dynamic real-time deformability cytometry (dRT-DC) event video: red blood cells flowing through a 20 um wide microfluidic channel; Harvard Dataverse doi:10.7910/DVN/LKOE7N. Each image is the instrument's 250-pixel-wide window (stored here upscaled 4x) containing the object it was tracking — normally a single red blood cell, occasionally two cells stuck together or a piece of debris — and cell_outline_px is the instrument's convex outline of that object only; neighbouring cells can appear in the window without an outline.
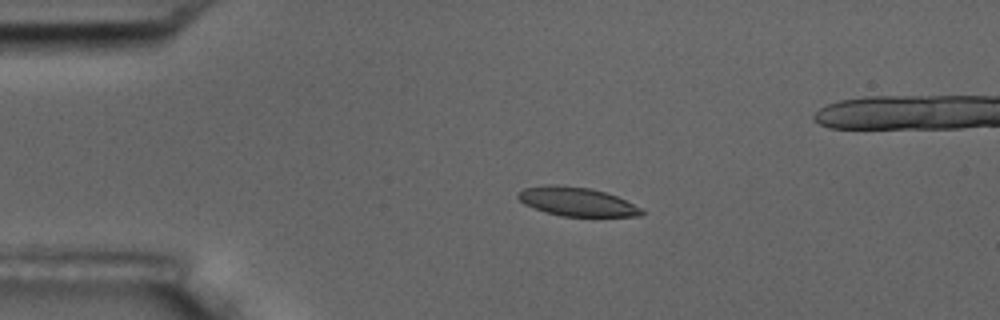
{"species": "common noctule bat (a hibernating species)", "species_latin": "Nyctalus noctula", "temperature_condition": "room temperature", "stored_images_in_passage": 2, "camera_frame_rate_fps": 3000, "um_per_image_px": 0.085, "animal": {"sex": "male", "body_mass_g": 17.5, "forearm_length_mm": 52.3}, "frame": {"image": 1, "passage_image": 1, "time_ms": 0.0, "image_size_px": [1000, 320], "cell_outline_px": [[644, 212], [640, 216], [560, 216], [544, 212], [524, 204], [516, 196], [524, 188], [548, 184], [556, 184], [588, 188], [604, 192], [616, 196], [644, 208]], "centroid_in_image_um": [49.03, 17.14], "position_along_channel_um": 36.0, "area_um2": 20.75}}